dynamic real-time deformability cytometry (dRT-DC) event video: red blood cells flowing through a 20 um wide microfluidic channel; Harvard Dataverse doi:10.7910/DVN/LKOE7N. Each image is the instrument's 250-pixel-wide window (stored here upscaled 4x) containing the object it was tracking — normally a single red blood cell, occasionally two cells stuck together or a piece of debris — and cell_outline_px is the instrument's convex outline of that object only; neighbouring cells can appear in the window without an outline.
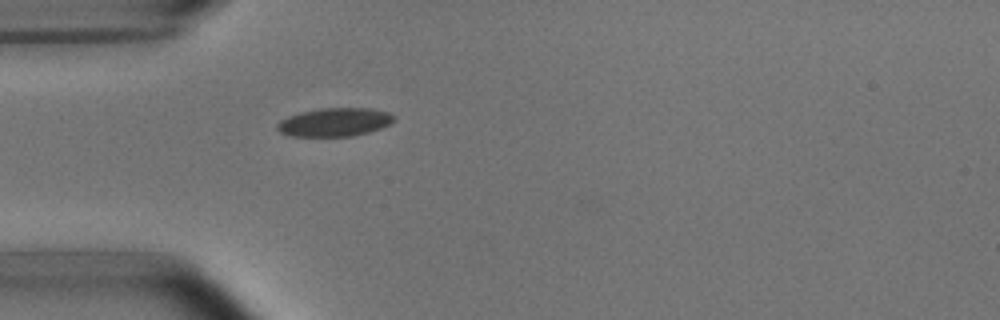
{"species": "common noctule bat (a hibernating species)", "species_latin": "Nyctalus noctula", "temperature_condition": "room temperature", "stored_images_in_passage": 1, "camera_frame_rate_fps": 3000, "um_per_image_px": 0.085, "animal": {"sex": "male", "body_mass_g": 15.6}, "frame": {"image": 1, "passage_image": 1, "time_ms": 0.0, "image_size_px": [1000, 320], "cell_outline_px": [[396, 120], [380, 128], [368, 132], [352, 136], [292, 136], [280, 132], [276, 128], [276, 124], [280, 120], [288, 116], [300, 112], [320, 108], [368, 108], [388, 112]], "centroid_in_image_um": [28.4, 10.38], "position_along_channel_um": 56.6, "area_um2": 19.25}}